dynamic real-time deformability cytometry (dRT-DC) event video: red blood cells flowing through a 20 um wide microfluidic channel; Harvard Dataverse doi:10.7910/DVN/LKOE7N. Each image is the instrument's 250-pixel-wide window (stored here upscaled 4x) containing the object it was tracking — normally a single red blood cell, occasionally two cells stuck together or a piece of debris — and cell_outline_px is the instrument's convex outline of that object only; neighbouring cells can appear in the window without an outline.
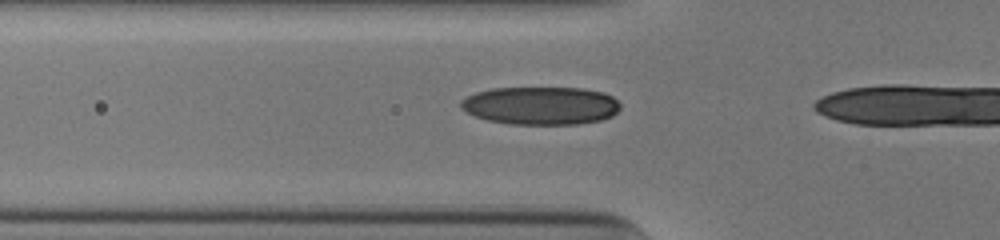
{"species": "human", "species_latin": "Homo sapiens", "temperature_condition": "cold", "stored_images_in_passage": 16, "camera_frame_rate_fps": 3000, "um_per_image_px": 0.085, "donor": {"sex": "male"}, "frame": {"image": 1, "passage_image": 14, "time_ms": 4.333, "image_size_px": [1000, 240], "cell_outline_px": [[620, 108], [612, 116], [600, 120], [580, 124], [508, 124], [488, 120], [476, 116], [460, 108], [460, 100], [476, 92], [492, 88], [584, 88], [604, 92], [612, 96], [620, 104]], "centroid_in_image_um": [45.97, 8.97], "position_along_channel_um": 79.8, "area_um2": 35.43}}